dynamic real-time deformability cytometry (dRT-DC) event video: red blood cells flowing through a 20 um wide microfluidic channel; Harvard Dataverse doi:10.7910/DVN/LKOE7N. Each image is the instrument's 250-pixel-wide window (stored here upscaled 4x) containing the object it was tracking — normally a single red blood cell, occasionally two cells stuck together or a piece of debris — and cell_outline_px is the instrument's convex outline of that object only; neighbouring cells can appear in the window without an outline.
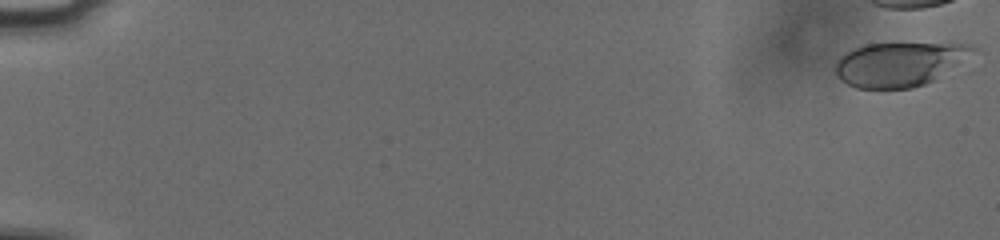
{"species": "human", "species_latin": "Homo sapiens", "temperature_condition": "cold", "stored_images_in_passage": 10, "camera_frame_rate_fps": 3000, "um_per_image_px": 0.085, "donor": {"sex": "male"}, "frame": {"image": 1, "passage_image": 1, "time_ms": 0.0, "image_size_px": [1000, 240], "cell_outline_px": [[976, 48], [936, 80], [912, 88], [856, 88], [848, 84], [836, 76], [836, 64], [840, 56], [864, 44], [968, 44]], "centroid_in_image_um": [76.38, 5.47], "position_along_channel_um": 8.6, "area_um2": 34.45}}